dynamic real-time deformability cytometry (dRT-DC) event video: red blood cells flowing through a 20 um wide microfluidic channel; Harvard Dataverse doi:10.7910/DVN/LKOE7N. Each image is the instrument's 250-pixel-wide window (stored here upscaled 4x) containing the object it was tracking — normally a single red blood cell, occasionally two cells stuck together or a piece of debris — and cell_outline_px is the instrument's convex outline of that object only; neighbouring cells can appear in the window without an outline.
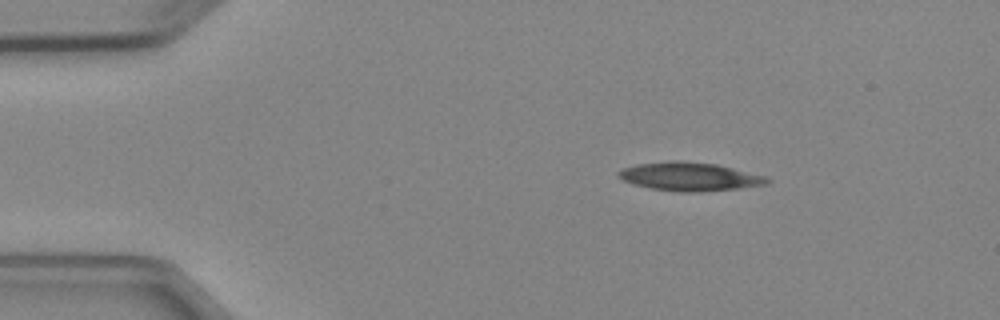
{"species": "Egyptian fruit bat (a non-hibernating species)", "species_latin": "Rousettus aegyptiacus", "temperature_condition": "cold", "stored_images_in_passage": 3, "camera_frame_rate_fps": 3000, "um_per_image_px": 0.085, "animal": {"sex": "female"}, "frame": {"image": 1, "passage_image": 1, "time_ms": 0.0, "image_size_px": [1000, 320], "cell_outline_px": [[772, 180], [768, 184], [740, 188], [700, 192], [680, 192], [652, 188], [636, 184], [624, 180], [616, 176], [616, 172], [624, 168], [636, 164], [672, 160], [680, 160], [716, 164], [768, 176]], "centroid_in_image_um": [58.66, 15.0], "position_along_channel_um": 26.3, "area_um2": 24.8}}
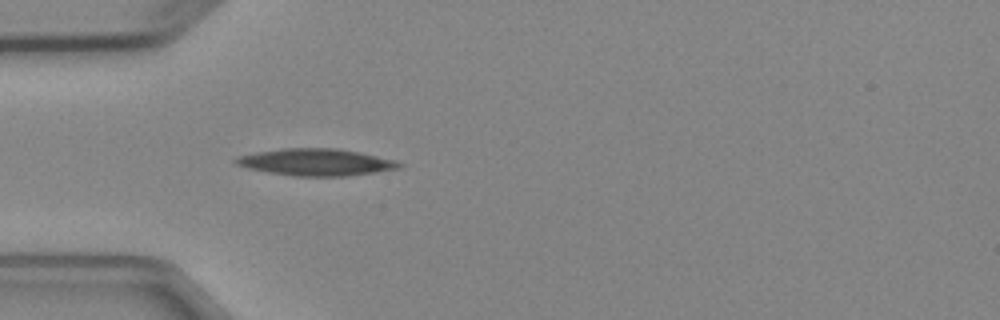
{"frame": {"image": 2, "passage_image": 3, "time_ms": 2.333, "image_size_px": [1000, 320], "cell_outline_px": [[404, 164], [400, 168], [344, 176], [292, 176], [268, 172], [248, 168], [236, 164], [232, 160], [236, 156], [256, 152], [280, 148], [336, 148], [360, 152], [392, 160]], "centroid_in_image_um": [26.78, 13.78], "position_along_channel_um": 58.2, "area_um2": 25.49}}